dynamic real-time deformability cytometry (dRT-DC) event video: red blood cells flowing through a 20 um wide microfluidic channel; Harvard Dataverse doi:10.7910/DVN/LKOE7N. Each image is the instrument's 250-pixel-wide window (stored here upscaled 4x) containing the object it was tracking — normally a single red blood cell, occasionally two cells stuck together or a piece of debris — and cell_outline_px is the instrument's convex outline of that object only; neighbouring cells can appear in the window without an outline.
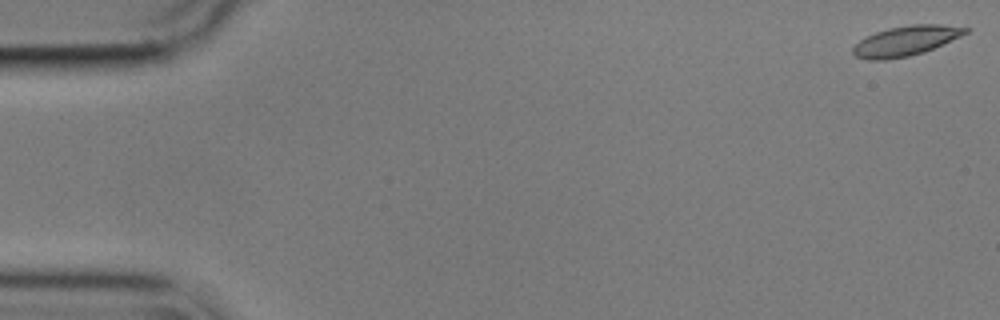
{"species": "common noctule bat (a hibernating species)", "species_latin": "Nyctalus noctula", "temperature_condition": "cold", "stored_images_in_passage": 9, "camera_frame_rate_fps": 3000, "um_per_image_px": 0.085, "animal": {"sex": "male", "body_mass_g": 17.9}, "frame": {"image": 1, "passage_image": 1, "time_ms": 0.0, "image_size_px": [1000, 320], "cell_outline_px": [[968, 32], [960, 36], [924, 52], [908, 56], [884, 60], [868, 60], [856, 56], [852, 52], [852, 48], [860, 40], [876, 32], [888, 28], [912, 24], [940, 24], [968, 28]], "centroid_in_image_um": [76.96, 3.47], "position_along_channel_um": 8.0, "area_um2": 19.31}}